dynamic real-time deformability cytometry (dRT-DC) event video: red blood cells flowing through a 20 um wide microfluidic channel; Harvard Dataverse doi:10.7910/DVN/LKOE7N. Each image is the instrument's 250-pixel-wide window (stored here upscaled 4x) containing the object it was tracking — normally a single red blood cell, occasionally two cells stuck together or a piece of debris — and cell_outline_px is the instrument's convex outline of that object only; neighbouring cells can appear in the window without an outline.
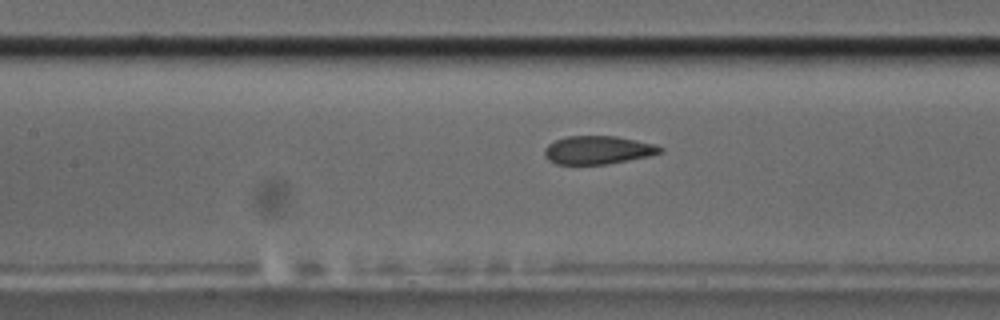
{"species": "common noctule bat (a hibernating species)", "species_latin": "Nyctalus noctula", "temperature_condition": "cold", "stored_images_in_passage": 41, "camera_frame_rate_fps": 3000, "um_per_image_px": 0.085, "animal": {"sex": "male", "body_mass_g": 17.5, "forearm_length_mm": 52.3}, "frame": {"image": 1, "passage_image": 12, "time_ms": 3.667, "image_size_px": [1000, 320], "cell_outline_px": [[664, 152], [648, 156], [608, 164], [556, 164], [548, 160], [544, 156], [544, 148], [548, 144], [556, 140], [568, 136], [616, 136], [636, 140], [652, 144], [664, 148]], "centroid_in_image_um": [50.8, 12.75], "position_along_channel_um": 156.6, "area_um2": 19.02}}
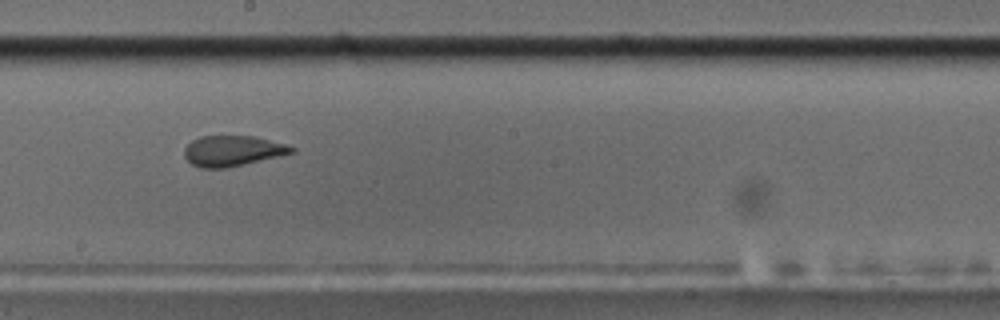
{"frame": {"image": 2, "passage_image": 18, "time_ms": 5.667, "image_size_px": [1000, 320], "cell_outline_px": [[296, 152], [228, 168], [200, 168], [192, 164], [184, 156], [184, 148], [192, 140], [200, 136], [252, 136], [284, 144], [296, 148]], "centroid_in_image_um": [19.75, 12.83], "position_along_channel_um": 228.5, "area_um2": 19.02}}
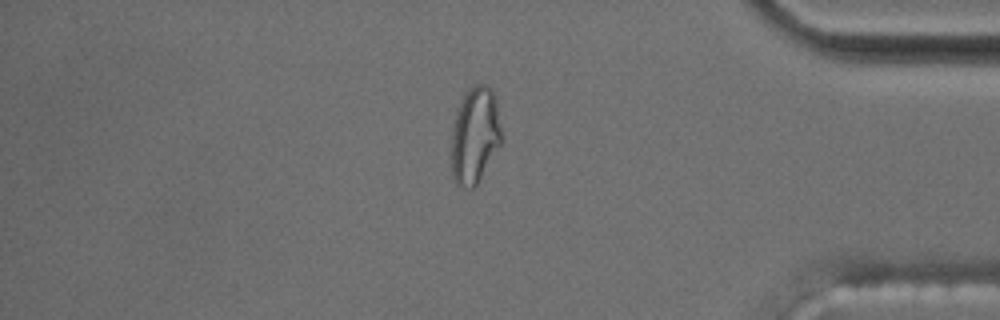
{"frame": {"image": 3, "passage_image": 34, "time_ms": 11.0, "image_size_px": [1000, 320], "cell_outline_px": [[504, 136], [500, 144], [476, 184], [472, 188], [460, 188], [456, 184], [452, 176], [452, 124], [456, 108], [464, 92], [472, 84], [484, 84], [492, 92], [496, 100]], "centroid_in_image_um": [40.35, 11.46], "position_along_channel_um": 394.8, "area_um2": 28.55}, "authors_computed_cell_mechanics": {"area_um2": 20.4034, "velocity_mm_per_s": 3.6156, "shape_relaxation_time_tau1_ms": null, "shape_relaxation_time_tau2_ms": 1.3951, "deformation_change_tau1": null, "deformation_change_tau2": 0.0792}}